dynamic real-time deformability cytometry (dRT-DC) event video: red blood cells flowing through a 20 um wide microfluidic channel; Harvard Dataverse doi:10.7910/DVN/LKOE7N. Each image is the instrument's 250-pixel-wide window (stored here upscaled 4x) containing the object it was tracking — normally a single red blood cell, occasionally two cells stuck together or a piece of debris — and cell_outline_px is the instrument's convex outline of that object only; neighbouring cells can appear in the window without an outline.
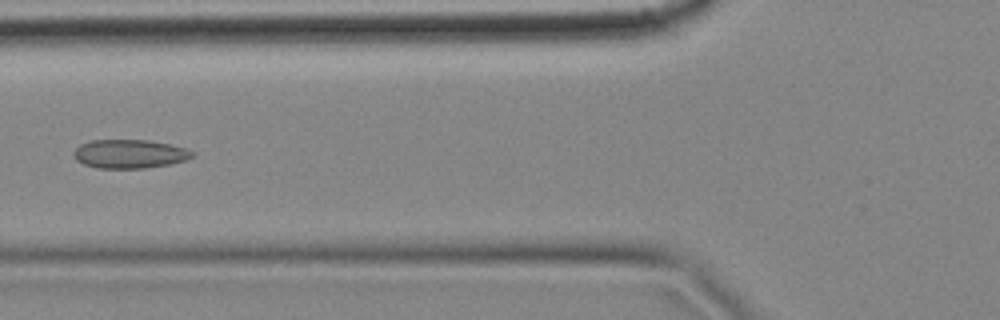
{"species": "common noctule bat (a hibernating species)", "species_latin": "Nyctalus noctula", "temperature_condition": "cold", "stored_images_in_passage": 6, "camera_frame_rate_fps": 3000, "um_per_image_px": 0.085, "animal": {"sex": "female", "body_mass_g": 18.4}, "frame": {"image": 1, "passage_image": 6, "time_ms": 1.667, "image_size_px": [1000, 320], "cell_outline_px": [[196, 156], [184, 160], [168, 164], [144, 168], [96, 168], [84, 164], [76, 160], [72, 156], [72, 152], [80, 144], [92, 140], [148, 140], [168, 144], [184, 148], [196, 152]], "centroid_in_image_um": [10.99, 13.08], "position_along_channel_um": 114.8, "area_um2": 19.88}}